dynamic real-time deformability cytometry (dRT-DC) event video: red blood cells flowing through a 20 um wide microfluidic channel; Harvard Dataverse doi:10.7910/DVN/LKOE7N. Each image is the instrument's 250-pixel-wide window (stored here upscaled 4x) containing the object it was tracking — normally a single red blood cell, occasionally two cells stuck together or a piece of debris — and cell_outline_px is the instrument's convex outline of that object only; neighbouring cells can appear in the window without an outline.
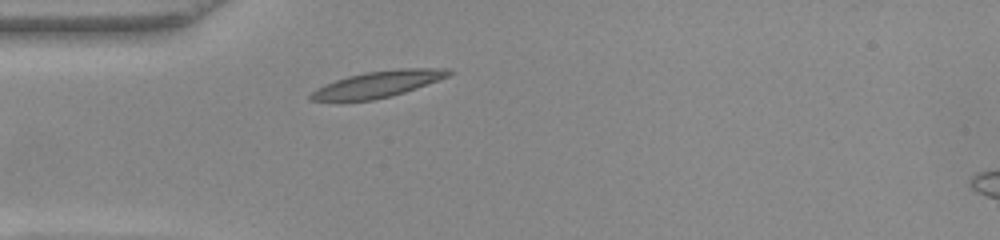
{"species": "common noctule bat (a hibernating species)", "species_latin": "Nyctalus noctula", "temperature_condition": "warm", "stored_images_in_passage": 37, "camera_frame_rate_fps": 3000, "um_per_image_px": 0.085, "animal": {"sex": "female", "body_mass_g": 22.0, "forearm_length_mm": 56.7}, "frame": {"image": 1, "passage_image": 1, "time_ms": 0.0, "image_size_px": [1000, 240], "cell_outline_px": [[452, 72], [448, 76], [404, 92], [372, 100], [308, 100], [308, 96], [316, 88], [324, 84], [348, 76], [364, 72], [400, 68], [448, 68]], "centroid_in_image_um": [32.09, 7.13], "position_along_channel_um": 52.9, "area_um2": 20.75}}
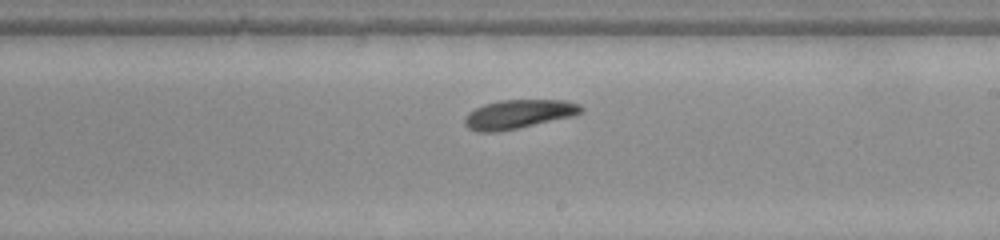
{"frame": {"image": 2, "passage_image": 16, "time_ms": 5.0, "image_size_px": [1000, 240], "cell_outline_px": [[584, 112], [576, 116], [520, 128], [496, 132], [476, 132], [468, 128], [464, 124], [464, 120], [468, 112], [484, 104], [500, 100], [564, 100], [580, 104], [584, 108]], "centroid_in_image_um": [44.12, 9.71], "position_along_channel_um": 244.9, "area_um2": 20.0}}
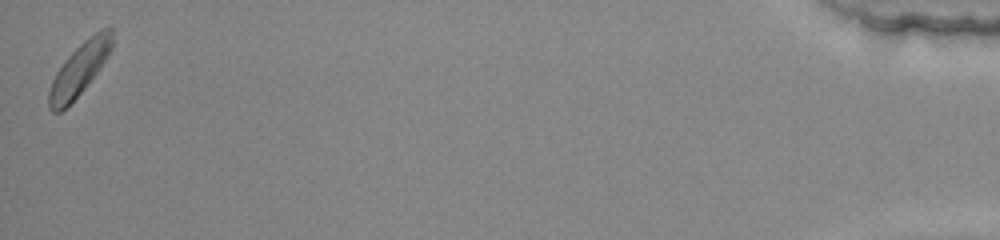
{"frame": {"image": 3, "passage_image": 37, "time_ms": 12.0, "image_size_px": [1000, 240], "cell_outline_px": [[112, 48], [96, 72], [84, 88], [60, 112], [52, 112], [48, 108], [48, 92], [52, 80], [56, 72], [64, 60], [84, 40], [100, 28], [112, 28]], "centroid_in_image_um": [6.72, 5.87], "position_along_channel_um": 428.5, "area_um2": 18.79}, "authors_computed_cell_mechanics": {"area_um2": 19.4208, "velocity_mm_per_s": 4.0041, "shape_relaxation_time_tau1_ms": 1.7882, "shape_relaxation_time_tau2_ms": 4.3849, "deformation_change_tau1": 0.0933, "deformation_change_tau2": 0.0842}}